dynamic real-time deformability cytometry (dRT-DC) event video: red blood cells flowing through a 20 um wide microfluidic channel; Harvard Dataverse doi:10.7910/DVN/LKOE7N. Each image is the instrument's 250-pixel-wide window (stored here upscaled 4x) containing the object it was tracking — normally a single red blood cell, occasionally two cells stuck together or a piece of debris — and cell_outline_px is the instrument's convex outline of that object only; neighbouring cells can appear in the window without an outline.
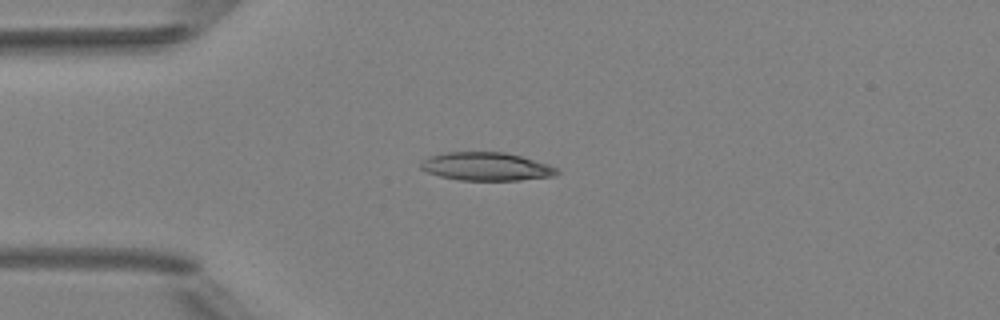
{"species": "Egyptian fruit bat (a non-hibernating species)", "species_latin": "Rousettus aegyptiacus", "temperature_condition": "room temperature", "stored_images_in_passage": 4, "camera_frame_rate_fps": 3000, "um_per_image_px": 0.085, "animal": {"sex": "female"}, "frame": {"image": 1, "passage_image": 4, "time_ms": 4.0, "image_size_px": [1000, 320], "cell_outline_px": [[560, 172], [556, 176], [520, 180], [460, 180], [440, 176], [428, 172], [420, 168], [420, 164], [428, 156], [444, 152], [504, 152], [520, 156], [548, 164], [556, 168]], "centroid_in_image_um": [41.34, 14.15], "position_along_channel_um": 43.7, "area_um2": 22.37}}